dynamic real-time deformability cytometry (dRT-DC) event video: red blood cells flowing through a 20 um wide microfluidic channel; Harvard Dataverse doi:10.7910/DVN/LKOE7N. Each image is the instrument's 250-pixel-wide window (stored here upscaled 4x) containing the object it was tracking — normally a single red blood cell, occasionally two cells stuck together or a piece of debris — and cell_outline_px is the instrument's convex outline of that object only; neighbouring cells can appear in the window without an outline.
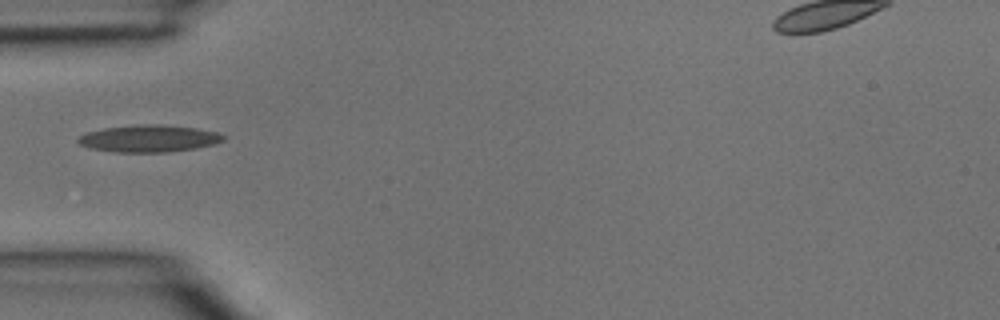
{"species": "common noctule bat (a hibernating species)", "species_latin": "Nyctalus noctula", "temperature_condition": "room temperature", "stored_images_in_passage": 1, "camera_frame_rate_fps": 3000, "um_per_image_px": 0.085, "animal": {"sex": "male", "body_mass_g": 15.6}, "frame": {"image": 1, "passage_image": 1, "time_ms": 0.0, "image_size_px": [1000, 320], "cell_outline_px": [[228, 136], [224, 140], [216, 144], [196, 148], [168, 152], [116, 152], [92, 148], [80, 144], [76, 140], [80, 136], [88, 132], [104, 128], [140, 124], [156, 124], [196, 128], [216, 132]], "centroid_in_image_um": [12.71, 11.77], "position_along_channel_um": 72.3, "area_um2": 22.83}}